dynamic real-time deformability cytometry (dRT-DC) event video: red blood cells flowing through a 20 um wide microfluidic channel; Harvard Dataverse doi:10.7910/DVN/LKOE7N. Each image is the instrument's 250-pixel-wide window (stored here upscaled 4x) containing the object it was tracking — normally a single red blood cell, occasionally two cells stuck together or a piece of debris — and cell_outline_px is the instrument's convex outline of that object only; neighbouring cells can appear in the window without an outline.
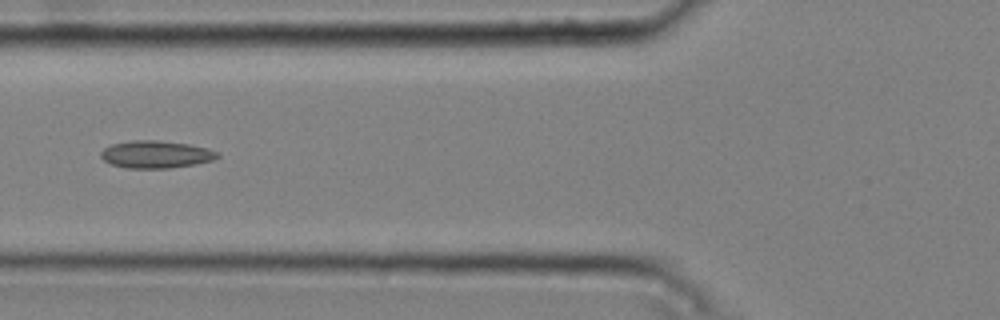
{"species": "common noctule bat (a hibernating species)", "species_latin": "Nyctalus noctula", "temperature_condition": "cold", "stored_images_in_passage": 5, "camera_frame_rate_fps": 3000, "um_per_image_px": 0.085, "animal": {"sex": "male", "body_mass_g": 20.4}, "frame": {"image": 1, "passage_image": 5, "time_ms": 1.333, "image_size_px": [1000, 320], "cell_outline_px": [[220, 156], [212, 160], [196, 164], [168, 168], [128, 168], [112, 164], [104, 160], [100, 156], [100, 152], [104, 148], [112, 144], [132, 140], [156, 140], [188, 144], [208, 148], [220, 152]], "centroid_in_image_um": [13.27, 13.12], "position_along_channel_um": 112.5, "area_um2": 18.61}}